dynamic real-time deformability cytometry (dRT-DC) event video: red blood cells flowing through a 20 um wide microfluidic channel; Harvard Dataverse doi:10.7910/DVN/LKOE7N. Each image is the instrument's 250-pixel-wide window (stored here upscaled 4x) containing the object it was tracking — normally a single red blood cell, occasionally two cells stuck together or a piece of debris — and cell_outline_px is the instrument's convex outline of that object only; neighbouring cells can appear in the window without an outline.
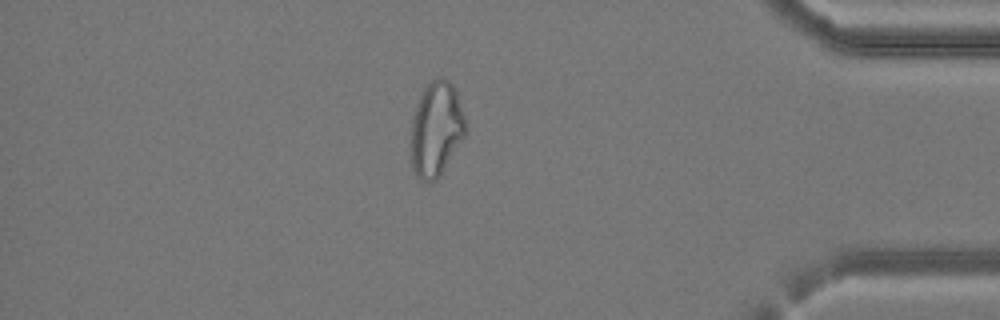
{"species": "common noctule bat (a hibernating species)", "species_latin": "Nyctalus noctula", "temperature_condition": "cold", "stored_images_in_passage": 41, "camera_frame_rate_fps": 3000, "um_per_image_px": 0.085, "animal": {"sex": "female", "body_mass_g": 24.6, "forearm_length_mm": 56.2}, "frame": {"image": 1, "passage_image": 35, "time_ms": 11.333, "image_size_px": [1000, 320], "cell_outline_px": [[468, 132], [440, 176], [432, 184], [416, 176], [412, 168], [412, 116], [420, 96], [424, 88], [432, 80], [440, 76], [448, 80], [456, 88], [464, 116]], "centroid_in_image_um": [37.11, 10.98], "position_along_channel_um": 398.1, "area_um2": 30.35}}